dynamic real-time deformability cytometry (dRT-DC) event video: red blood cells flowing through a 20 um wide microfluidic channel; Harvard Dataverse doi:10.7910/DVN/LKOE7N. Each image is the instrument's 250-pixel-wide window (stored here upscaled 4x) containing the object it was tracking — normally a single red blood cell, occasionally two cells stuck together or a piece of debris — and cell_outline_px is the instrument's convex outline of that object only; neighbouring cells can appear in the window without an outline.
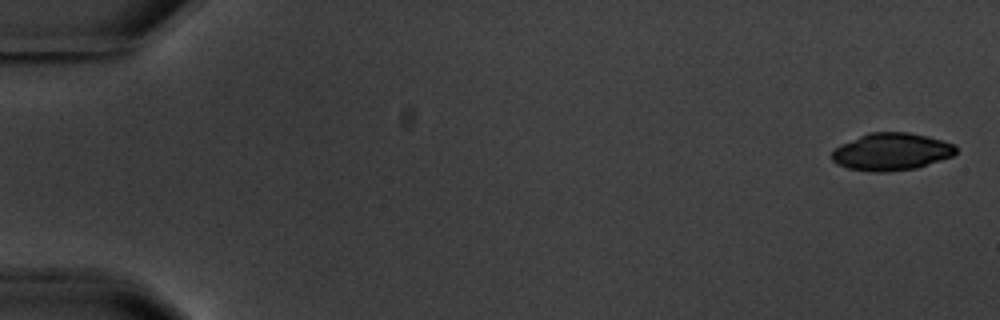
{"species": "common noctule bat (a hibernating species)", "species_latin": "Nyctalus noctula", "temperature_condition": "warm", "stored_images_in_passage": 7, "camera_frame_rate_fps": 3000, "um_per_image_px": 0.085, "animal": {"sex": "male", "body_mass_g": 20.1, "forearm_length_mm": 53.5}, "frame": {"image": 1, "passage_image": 1, "time_ms": 0.0, "image_size_px": [1000, 320], "cell_outline_px": [[956, 152], [952, 156], [916, 168], [888, 172], [872, 172], [848, 168], [836, 164], [832, 160], [832, 152], [836, 148], [868, 132], [908, 132], [928, 136], [944, 140], [956, 144]], "centroid_in_image_um": [75.8, 12.9], "position_along_channel_um": 9.2, "area_um2": 26.93}}